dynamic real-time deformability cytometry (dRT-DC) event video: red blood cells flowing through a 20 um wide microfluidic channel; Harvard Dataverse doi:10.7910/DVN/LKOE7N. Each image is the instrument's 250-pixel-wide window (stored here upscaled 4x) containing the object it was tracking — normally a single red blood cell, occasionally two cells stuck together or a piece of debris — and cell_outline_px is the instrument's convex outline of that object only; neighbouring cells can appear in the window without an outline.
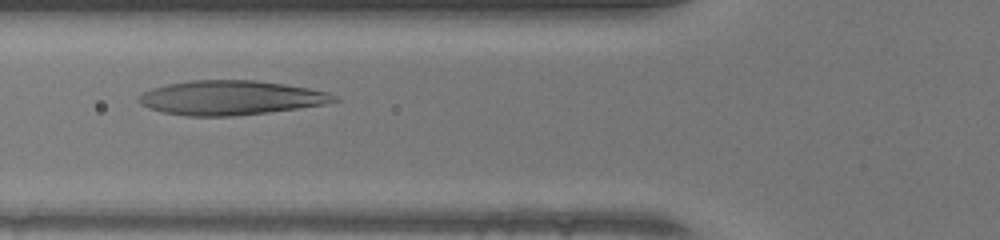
{"species": "human", "species_latin": "Homo sapiens", "temperature_condition": "warm", "stored_images_in_passage": 33, "camera_frame_rate_fps": 3000, "um_per_image_px": 0.085, "donor": {"sex": "female"}, "frame": {"image": 1, "passage_image": 12, "time_ms": 3.667, "image_size_px": [1000, 240], "cell_outline_px": [[340, 100], [324, 104], [268, 112], [232, 116], [188, 116], [164, 112], [148, 108], [140, 104], [140, 96], [144, 92], [152, 88], [168, 84], [192, 80], [256, 80], [284, 84], [308, 88], [328, 92], [336, 96]], "centroid_in_image_um": [19.62, 8.3], "position_along_channel_um": 106.2, "area_um2": 38.78}}
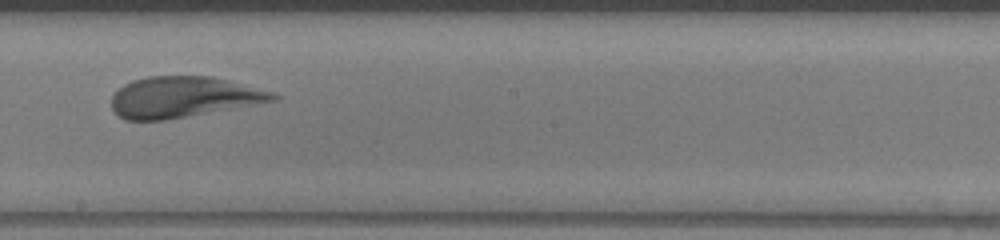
{"frame": {"image": 2, "passage_image": 21, "time_ms": 6.667, "image_size_px": [1000, 240], "cell_outline_px": [[280, 100], [164, 120], [124, 120], [112, 108], [112, 96], [124, 84], [132, 80], [148, 76], [212, 76], [276, 92], [280, 96]], "centroid_in_image_um": [15.63, 8.24], "position_along_channel_um": 232.6, "area_um2": 38.49}}
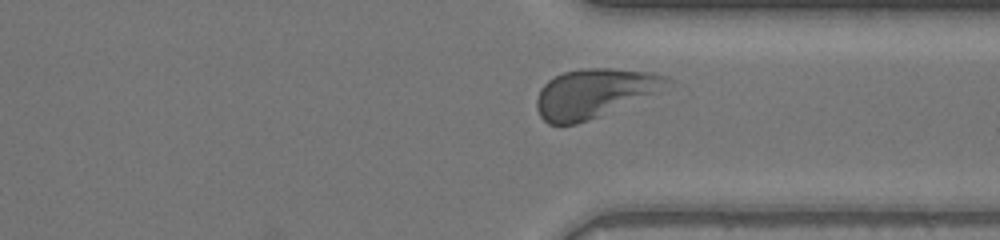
{"frame": {"image": 3, "passage_image": 30, "time_ms": 9.667, "image_size_px": [1000, 240], "cell_outline_px": [[676, 80], [656, 92], [588, 120], [576, 124], [548, 124], [540, 116], [536, 108], [536, 100], [540, 88], [548, 80], [564, 72], [584, 68], [612, 68], [652, 72], [668, 76]], "centroid_in_image_um": [50.5, 7.9], "position_along_channel_um": 360.9, "area_um2": 36.82}, "authors_computed_cell_mechanics": {"area_um2": 38.726, "velocity_mm_per_s": 4.2406, "shape_relaxation_time_tau1_ms": 5.0938, "shape_relaxation_time_tau2_ms": 1.2619, "deformation_change_tau1": 0.2072, "deformation_change_tau2": 0.0895}}